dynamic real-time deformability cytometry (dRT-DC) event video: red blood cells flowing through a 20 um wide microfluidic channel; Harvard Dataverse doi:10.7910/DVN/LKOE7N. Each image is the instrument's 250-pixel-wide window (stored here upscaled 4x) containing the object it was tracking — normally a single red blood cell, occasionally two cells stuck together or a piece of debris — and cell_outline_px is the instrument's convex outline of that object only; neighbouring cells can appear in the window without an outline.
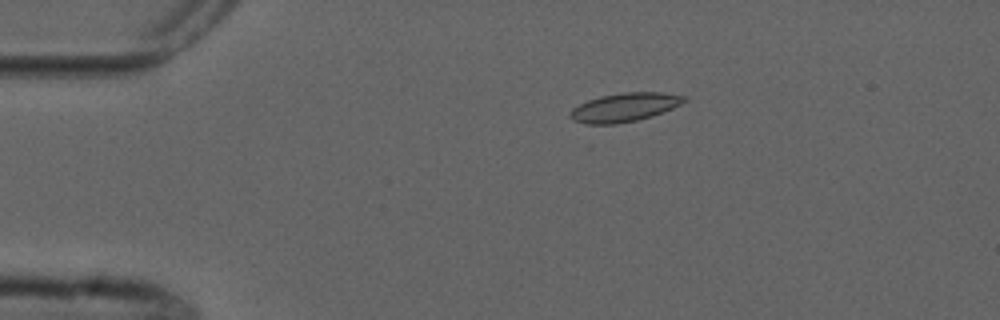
{"species": "common noctule bat (a hibernating species)", "species_latin": "Nyctalus noctula", "temperature_condition": "cold", "stored_images_in_passage": 4, "camera_frame_rate_fps": 3000, "um_per_image_px": 0.085, "animal": {"sex": "male", "forearm_length_mm": 52.5}, "frame": {"image": 1, "passage_image": 3, "time_ms": 2.667, "image_size_px": [1000, 320], "cell_outline_px": [[688, 100], [672, 108], [652, 116], [636, 120], [616, 124], [584, 124], [572, 120], [568, 116], [568, 112], [572, 108], [588, 100], [600, 96], [620, 92], [664, 92], [688, 96]], "centroid_in_image_um": [53.07, 9.11], "position_along_channel_um": 31.9, "area_um2": 19.31}}